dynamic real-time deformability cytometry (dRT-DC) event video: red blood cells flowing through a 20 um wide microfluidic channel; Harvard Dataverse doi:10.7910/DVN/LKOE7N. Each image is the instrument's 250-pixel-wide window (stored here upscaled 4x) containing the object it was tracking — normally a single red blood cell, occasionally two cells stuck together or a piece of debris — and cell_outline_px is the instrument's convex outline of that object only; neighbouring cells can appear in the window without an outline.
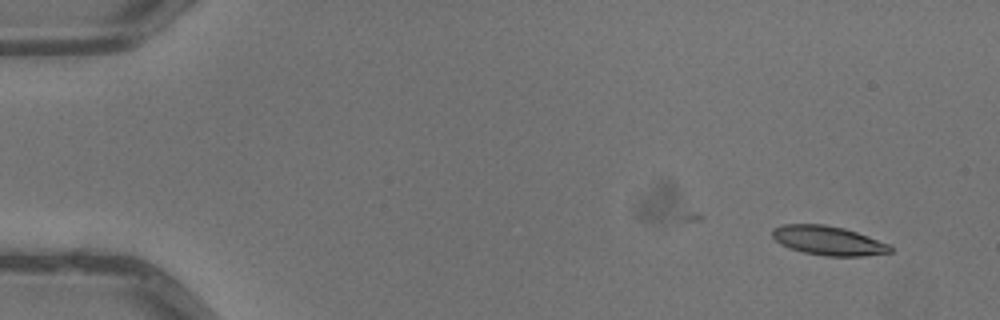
{"species": "common noctule bat (a hibernating species)", "species_latin": "Nyctalus noctula", "temperature_condition": "warm", "stored_images_in_passage": 5, "camera_frame_rate_fps": 3000, "um_per_image_px": 0.085, "animal": {"sex": "male", "body_mass_g": 13.3}, "frame": {"image": 1, "passage_image": 1, "time_ms": 0.0, "image_size_px": [1000, 320], "cell_outline_px": [[892, 252], [864, 256], [824, 256], [804, 252], [788, 248], [780, 244], [772, 236], [772, 228], [784, 224], [824, 224], [844, 228], [892, 244]], "centroid_in_image_um": [70.41, 20.45], "position_along_channel_um": 14.6, "area_um2": 20.23}}
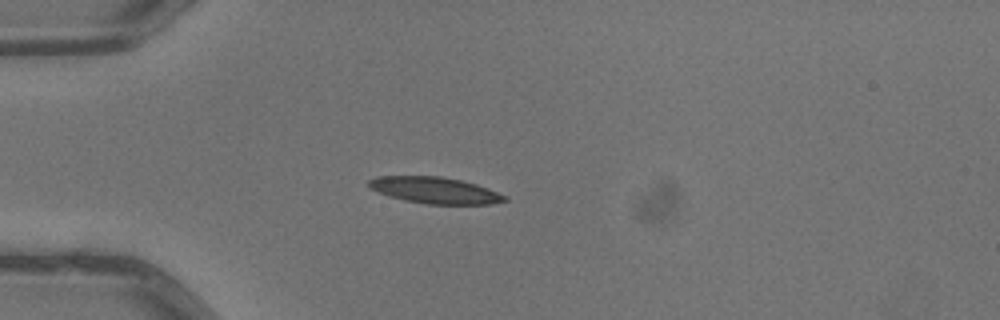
{"frame": {"image": 2, "passage_image": 4, "time_ms": 1.0, "image_size_px": [1000, 320], "cell_outline_px": [[508, 200], [492, 204], [428, 204], [404, 200], [388, 196], [368, 188], [368, 180], [376, 176], [440, 176], [460, 180], [476, 184], [488, 188], [508, 196]], "centroid_in_image_um": [36.96, 16.17], "position_along_channel_um": 48.0, "area_um2": 21.04}}